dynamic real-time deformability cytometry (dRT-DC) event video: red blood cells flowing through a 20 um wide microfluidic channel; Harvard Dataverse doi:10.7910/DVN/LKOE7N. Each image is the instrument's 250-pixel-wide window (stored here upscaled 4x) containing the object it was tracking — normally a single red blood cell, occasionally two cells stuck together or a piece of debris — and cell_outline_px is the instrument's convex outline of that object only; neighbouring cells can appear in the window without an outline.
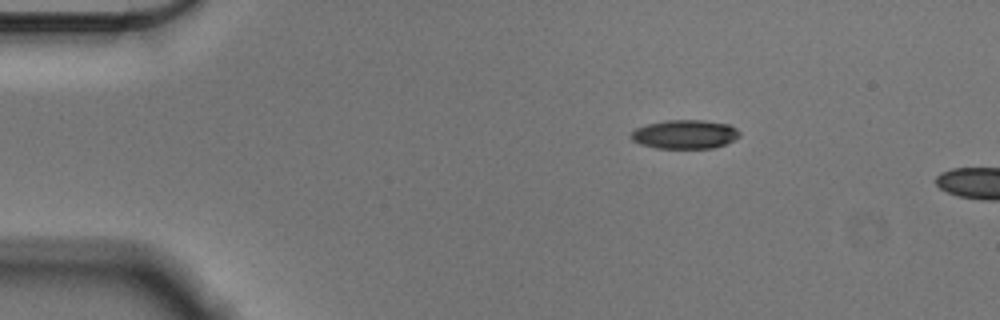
{"species": "Egyptian fruit bat (a non-hibernating species)", "species_latin": "Rousettus aegyptiacus", "temperature_condition": "cold", "stored_images_in_passage": 5, "camera_frame_rate_fps": 3000, "um_per_image_px": 0.085, "animal": {"sex": "male"}, "frame": {"image": 1, "passage_image": 1, "time_ms": 0.0, "image_size_px": [1000, 320], "cell_outline_px": [[740, 136], [724, 144], [712, 148], [656, 148], [640, 144], [632, 140], [628, 136], [636, 128], [648, 124], [664, 120], [704, 120], [728, 124], [736, 128], [740, 132]], "centroid_in_image_um": [58.19, 11.41], "position_along_channel_um": 26.8, "area_um2": 18.26}}